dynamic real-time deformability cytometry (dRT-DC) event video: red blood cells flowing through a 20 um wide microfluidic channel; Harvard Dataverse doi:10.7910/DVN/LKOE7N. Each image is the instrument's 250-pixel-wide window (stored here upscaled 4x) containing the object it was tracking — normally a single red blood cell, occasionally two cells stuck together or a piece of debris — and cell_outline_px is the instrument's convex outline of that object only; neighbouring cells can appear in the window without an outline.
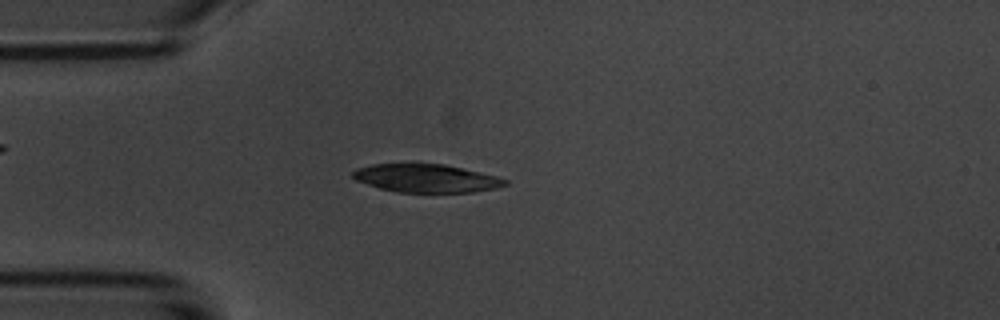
{"species": "common noctule bat (a hibernating species)", "species_latin": "Nyctalus noctula", "temperature_condition": "room temperature", "stored_images_in_passage": 52, "camera_frame_rate_fps": 3000, "um_per_image_px": 0.085, "animal": {"sex": "male", "body_mass_g": 20.1, "forearm_length_mm": 53.5}, "frame": {"image": 1, "passage_image": 13, "time_ms": 4.0, "image_size_px": [1000, 320], "cell_outline_px": [[508, 184], [496, 188], [472, 192], [396, 192], [380, 188], [356, 180], [352, 176], [352, 172], [356, 168], [372, 164], [412, 160], [416, 160], [444, 164], [496, 176], [508, 180]], "centroid_in_image_um": [36.16, 15.1], "position_along_channel_um": 48.8, "area_um2": 25.89}}
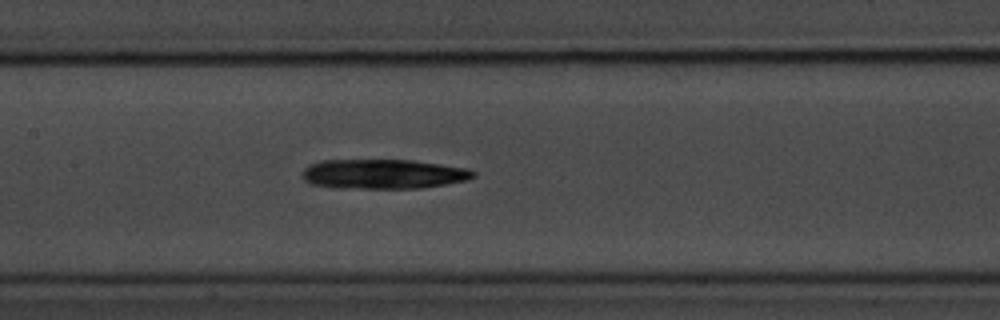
{"frame": {"image": 2, "passage_image": 24, "time_ms": 7.667, "image_size_px": [1000, 320], "cell_outline_px": [[476, 176], [468, 180], [448, 184], [420, 188], [340, 188], [312, 184], [304, 180], [304, 168], [308, 164], [320, 160], [412, 160], [468, 168], [476, 172]], "centroid_in_image_um": [32.62, 14.79], "position_along_channel_um": 174.8, "area_um2": 29.65}}
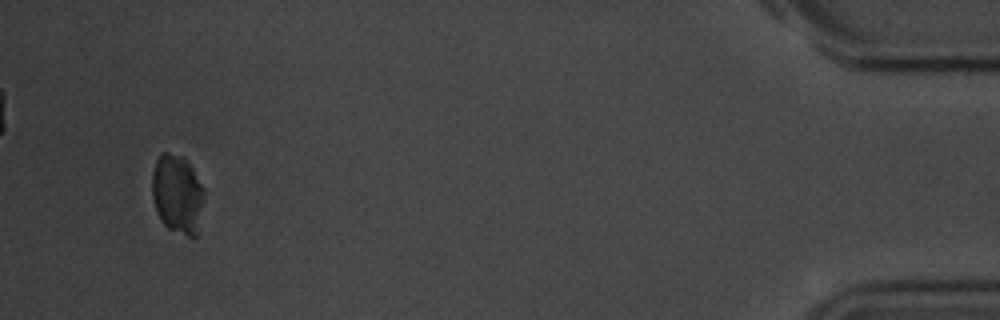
{"frame": {"image": 3, "passage_image": 50, "time_ms": 16.333, "image_size_px": [1000, 320], "cell_outline_px": [[204, 192], [196, 236], [192, 240], [168, 228], [160, 220], [152, 196], [152, 172], [156, 160], [160, 152], [168, 152], [184, 156], [188, 160], [204, 188]], "centroid_in_image_um": [15.07, 16.47], "position_along_channel_um": 420.1, "area_um2": 24.22}, "authors_computed_cell_mechanics": {"area_um2": 27.5128, "velocity_mm_per_s": 3.7172, "shape_relaxation_time_tau1_ms": 4.9874, "shape_relaxation_time_tau2_ms": null, "deformation_change_tau1": 0.1285, "deformation_change_tau2": null}}